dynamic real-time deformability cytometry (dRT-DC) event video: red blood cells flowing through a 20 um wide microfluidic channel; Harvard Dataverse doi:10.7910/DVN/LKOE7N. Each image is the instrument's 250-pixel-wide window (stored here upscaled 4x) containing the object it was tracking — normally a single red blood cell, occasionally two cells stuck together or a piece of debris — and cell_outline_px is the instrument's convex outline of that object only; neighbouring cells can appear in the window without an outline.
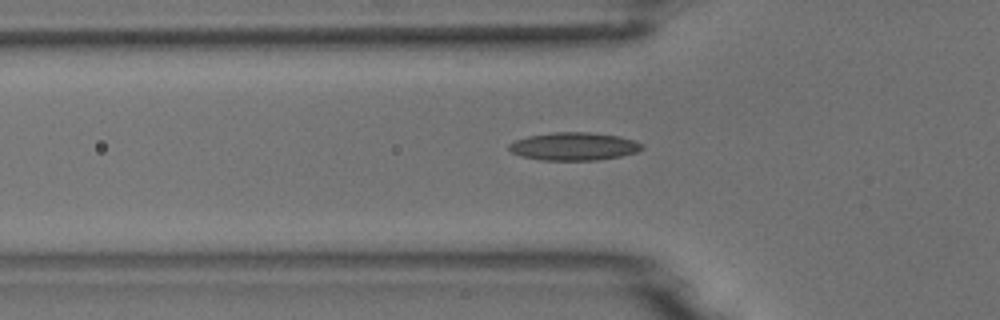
{"species": "common noctule bat (a hibernating species)", "species_latin": "Nyctalus noctula", "temperature_condition": "room temperature", "stored_images_in_passage": 49, "camera_frame_rate_fps": 3000, "um_per_image_px": 0.085, "animal": {"sex": "male", "body_mass_g": 18.8}, "frame": {"image": 1, "passage_image": 17, "time_ms": 5.333, "image_size_px": [1000, 320], "cell_outline_px": [[644, 148], [636, 152], [620, 156], [596, 160], [540, 160], [520, 156], [512, 152], [508, 148], [508, 144], [516, 140], [528, 136], [552, 132], [588, 132], [620, 136], [636, 140], [644, 144]], "centroid_in_image_um": [48.8, 12.44], "position_along_channel_um": 77.0, "area_um2": 21.79}}
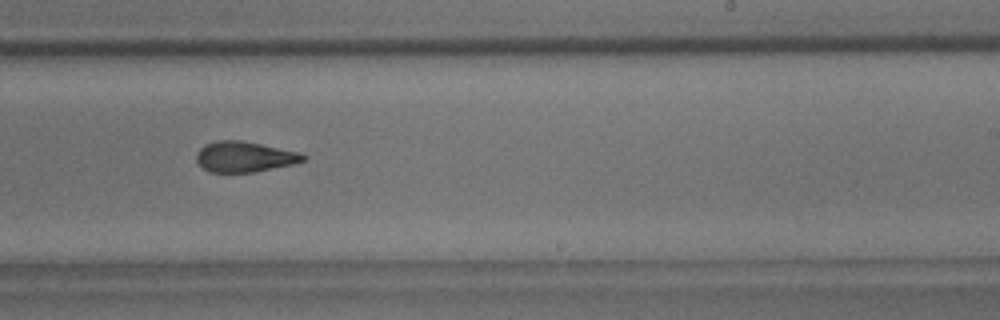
{"frame": {"image": 2, "passage_image": 32, "time_ms": 10.333, "image_size_px": [1000, 320], "cell_outline_px": [[308, 160], [292, 164], [256, 172], [212, 172], [204, 168], [196, 160], [196, 152], [204, 144], [216, 140], [244, 140], [300, 152], [308, 156]], "centroid_in_image_um": [20.81, 13.31], "position_along_channel_um": 268.2, "area_um2": 19.25}}
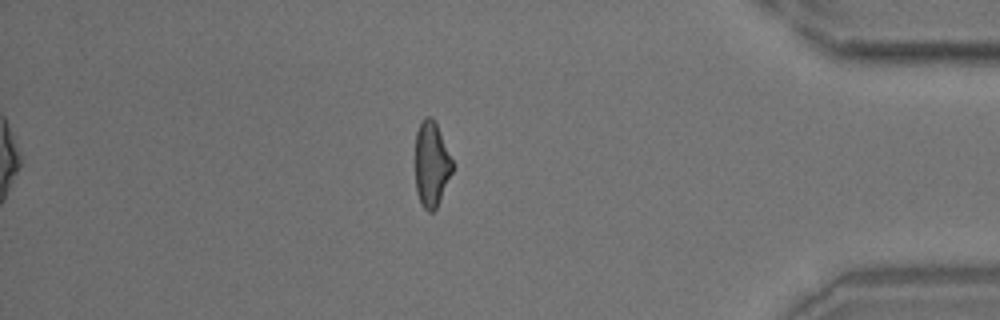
{"frame": {"image": 3, "passage_image": 45, "time_ms": 14.667, "image_size_px": [1000, 320], "cell_outline_px": [[452, 172], [440, 200], [436, 208], [432, 212], [428, 212], [420, 204], [416, 192], [416, 132], [424, 116], [432, 116], [436, 124], [452, 160]], "centroid_in_image_um": [36.66, 13.98], "position_along_channel_um": 398.5, "area_um2": 18.21}}